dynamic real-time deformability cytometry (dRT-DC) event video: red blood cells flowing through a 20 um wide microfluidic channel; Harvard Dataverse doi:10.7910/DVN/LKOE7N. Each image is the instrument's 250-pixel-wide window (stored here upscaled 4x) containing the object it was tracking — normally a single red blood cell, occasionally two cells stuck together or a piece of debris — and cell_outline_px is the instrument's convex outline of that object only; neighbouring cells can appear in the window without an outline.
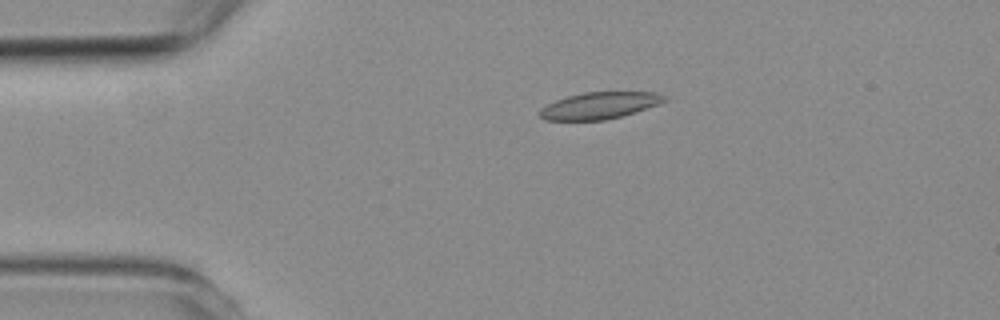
{"species": "common noctule bat (a hibernating species)", "species_latin": "Nyctalus noctula", "temperature_condition": "room temperature", "stored_images_in_passage": 4, "camera_frame_rate_fps": 3000, "um_per_image_px": 0.085, "animal": {"sex": "female", "body_mass_g": 19.3, "forearm_length_mm": 54.1}, "frame": {"image": 1, "passage_image": 4, "time_ms": 3.667, "image_size_px": [1000, 320], "cell_outline_px": [[668, 100], [636, 112], [604, 120], [544, 120], [540, 116], [540, 108], [556, 100], [568, 96], [584, 92], [660, 92]], "centroid_in_image_um": [50.97, 8.96], "position_along_channel_um": 34.0, "area_um2": 19.31}}